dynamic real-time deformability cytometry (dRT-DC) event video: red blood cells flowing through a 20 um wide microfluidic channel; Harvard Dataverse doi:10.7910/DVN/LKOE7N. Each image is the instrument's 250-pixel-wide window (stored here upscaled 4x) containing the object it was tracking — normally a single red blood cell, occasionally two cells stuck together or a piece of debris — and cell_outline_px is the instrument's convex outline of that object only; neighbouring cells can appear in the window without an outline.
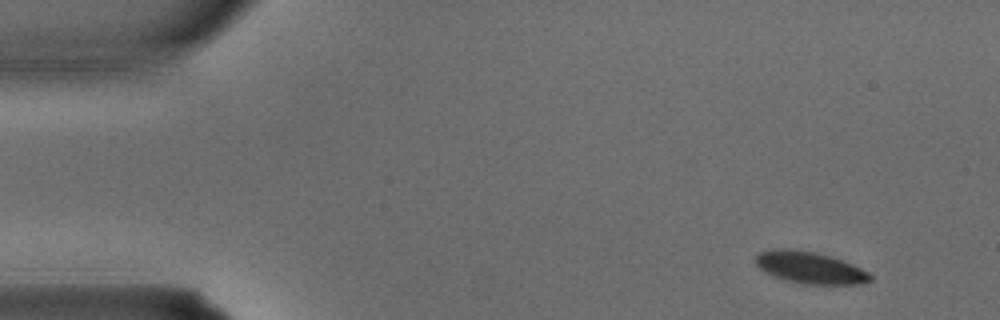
{"species": "common noctule bat (a hibernating species)", "species_latin": "Nyctalus noctula", "temperature_condition": "warm", "stored_images_in_passage": 3, "camera_frame_rate_fps": 3000, "um_per_image_px": 0.085, "animal": {"sex": "male", "body_mass_g": 15.6}, "frame": {"image": 1, "passage_image": 1, "time_ms": 0.0, "image_size_px": [1000, 320], "cell_outline_px": [[872, 280], [856, 284], [804, 284], [788, 280], [764, 272], [752, 260], [760, 252], [772, 248], [784, 248], [812, 252], [828, 256], [852, 264], [868, 272], [872, 276]], "centroid_in_image_um": [68.8, 22.74], "position_along_channel_um": 16.2, "area_um2": 20.92}}
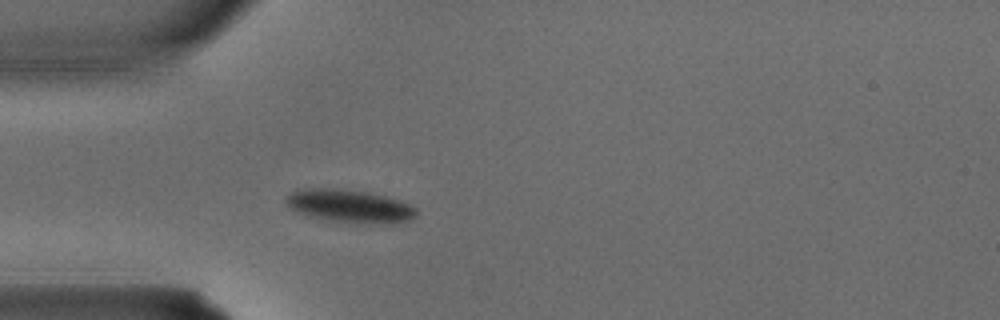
{"frame": {"image": 2, "passage_image": 3, "time_ms": 0.667, "image_size_px": [1000, 320], "cell_outline_px": [[416, 216], [408, 220], [336, 220], [316, 216], [300, 212], [292, 208], [284, 200], [296, 188], [332, 188], [368, 192], [400, 200], [416, 208]], "centroid_in_image_um": [29.65, 17.42], "position_along_channel_um": 55.4, "area_um2": 23.18}}